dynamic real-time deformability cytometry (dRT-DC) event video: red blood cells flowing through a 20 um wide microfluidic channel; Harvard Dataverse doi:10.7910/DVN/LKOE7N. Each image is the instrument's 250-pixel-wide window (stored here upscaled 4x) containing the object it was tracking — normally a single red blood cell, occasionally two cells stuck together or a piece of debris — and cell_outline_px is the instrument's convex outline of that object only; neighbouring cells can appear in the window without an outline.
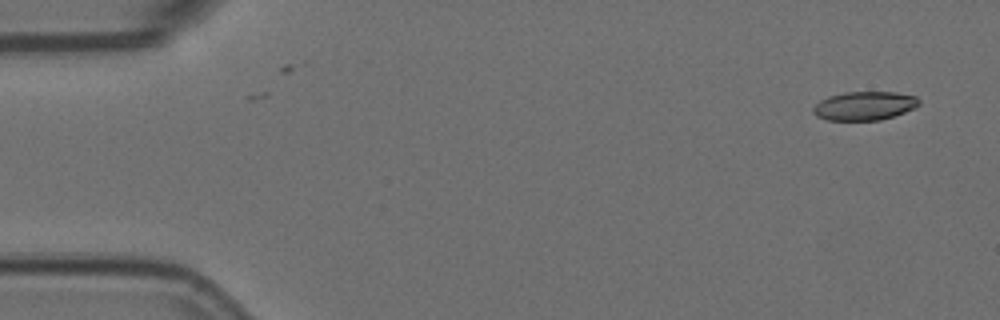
{"species": "Egyptian fruit bat (a non-hibernating species)", "species_latin": "Rousettus aegyptiacus", "temperature_condition": "room temperature", "stored_images_in_passage": 5, "camera_frame_rate_fps": 3000, "um_per_image_px": 0.085, "animal": {"sex": "female"}, "frame": {"image": 1, "passage_image": 1, "time_ms": 0.0, "image_size_px": [1000, 320], "cell_outline_px": [[920, 104], [916, 108], [880, 120], [828, 120], [816, 116], [812, 112], [812, 108], [820, 100], [828, 96], [844, 92], [896, 92], [916, 96], [920, 100]], "centroid_in_image_um": [73.48, 8.99], "position_along_channel_um": 11.5, "area_um2": 17.8}}
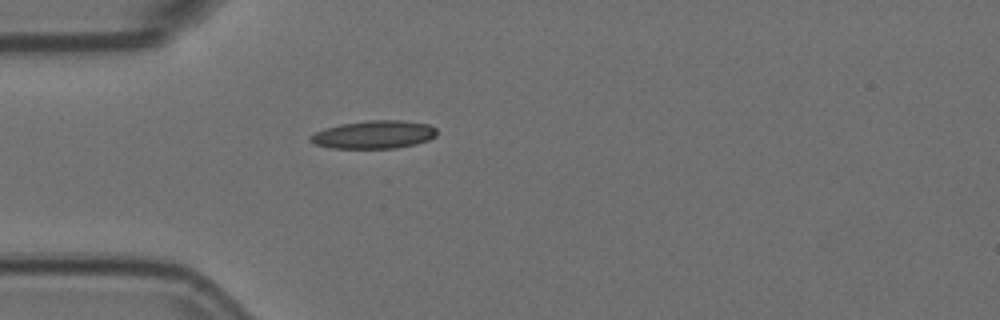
{"frame": {"image": 2, "passage_image": 5, "time_ms": 1.333, "image_size_px": [1000, 320], "cell_outline_px": [[436, 136], [428, 140], [416, 144], [396, 148], [332, 148], [316, 144], [308, 140], [308, 136], [324, 128], [340, 124], [368, 120], [404, 120], [428, 124], [436, 128]], "centroid_in_image_um": [31.78, 11.43], "position_along_channel_um": 53.2, "area_um2": 20.75}}